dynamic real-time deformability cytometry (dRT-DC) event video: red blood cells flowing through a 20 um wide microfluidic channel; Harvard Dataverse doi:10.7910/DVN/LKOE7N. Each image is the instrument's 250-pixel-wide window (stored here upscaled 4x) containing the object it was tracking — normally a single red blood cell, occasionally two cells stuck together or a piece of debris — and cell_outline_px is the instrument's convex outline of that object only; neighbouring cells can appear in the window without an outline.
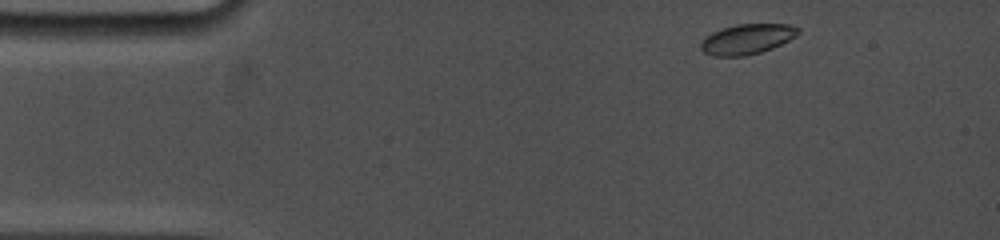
{"species": "common noctule bat (a hibernating species)", "species_latin": "Nyctalus noctula", "temperature_condition": "cold", "stored_images_in_passage": 36, "camera_frame_rate_fps": 5000, "um_per_image_px": 0.085, "animal": {"sex": "female", "body_mass_g": 19.0, "forearm_length_mm": 53.3}, "frame": {"image": 1, "passage_image": 1, "time_ms": 0.0, "image_size_px": [1000, 240], "cell_outline_px": [[800, 32], [796, 36], [772, 48], [760, 52], [744, 56], [712, 56], [704, 52], [700, 48], [700, 44], [712, 32], [736, 24], [788, 24], [800, 28]], "centroid_in_image_um": [63.52, 3.32], "position_along_channel_um": 21.5, "area_um2": 16.94}}
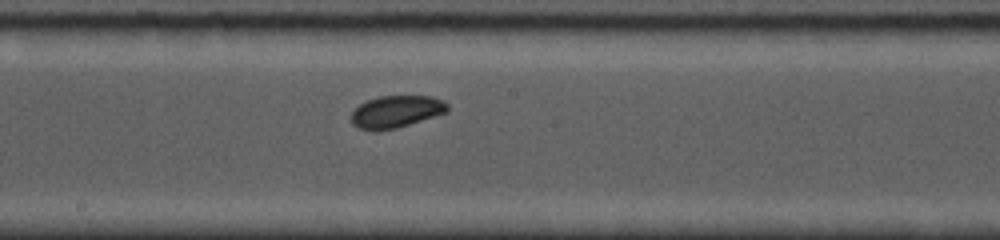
{"frame": {"image": 2, "passage_image": 23, "time_ms": 7.2, "image_size_px": [1000, 240], "cell_outline_px": [[448, 112], [396, 128], [380, 132], [360, 128], [352, 124], [352, 112], [360, 104], [368, 100], [380, 96], [432, 96], [444, 100], [448, 104]], "centroid_in_image_um": [33.7, 9.49], "position_along_channel_um": 214.5, "area_um2": 18.03}}
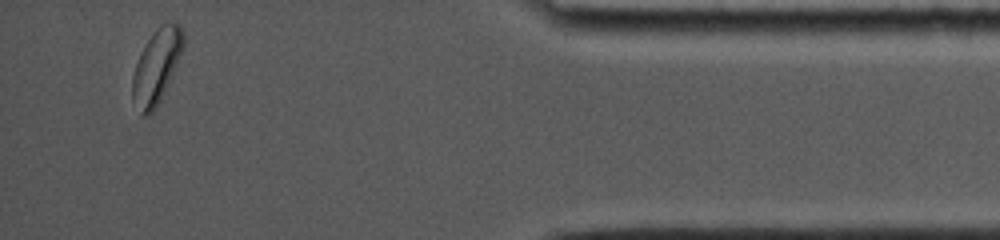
{"frame": {"image": 3, "passage_image": 36, "time_ms": 13.8, "image_size_px": [1000, 240], "cell_outline_px": [[184, 48], [164, 92], [160, 100], [152, 112], [148, 116], [144, 116], [140, 112], [132, 100], [132, 76], [140, 52], [156, 28], [160, 24], [180, 24], [184, 32]], "centroid_in_image_um": [13.3, 5.64], "position_along_channel_um": 421.9, "area_um2": 21.73}, "authors_computed_cell_mechanics": {"area_um2": 18.0914, "velocity_mm_per_s": 3.7093, "shape_relaxation_time_tau1_ms": 1.0646, "shape_relaxation_time_tau2_ms": null, "deformation_change_tau1": 0.0537, "deformation_change_tau2": null}}